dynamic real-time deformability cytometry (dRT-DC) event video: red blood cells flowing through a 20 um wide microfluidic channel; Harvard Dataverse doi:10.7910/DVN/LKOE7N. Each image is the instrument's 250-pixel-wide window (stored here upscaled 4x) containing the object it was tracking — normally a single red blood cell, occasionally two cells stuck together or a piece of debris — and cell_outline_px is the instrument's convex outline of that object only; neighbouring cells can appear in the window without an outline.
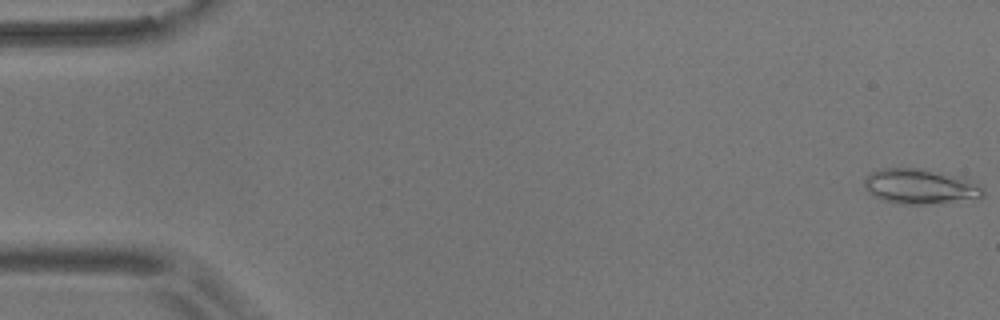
{"species": "common noctule bat (a hibernating species)", "species_latin": "Nyctalus noctula", "temperature_condition": "room temperature", "stored_images_in_passage": 55, "camera_frame_rate_fps": 3000, "um_per_image_px": 0.085, "animal": {"sex": "male", "body_mass_g": 17.9}, "frame": {"image": 1, "passage_image": 1, "time_ms": 0.0, "image_size_px": [1000, 320], "cell_outline_px": [[984, 196], [980, 200], [928, 204], [896, 204], [884, 200], [868, 192], [864, 188], [864, 176], [872, 172], [884, 168], [920, 168], [956, 176], [980, 184], [984, 188]], "centroid_in_image_um": [78.26, 15.87], "position_along_channel_um": 6.7, "area_um2": 24.62}}
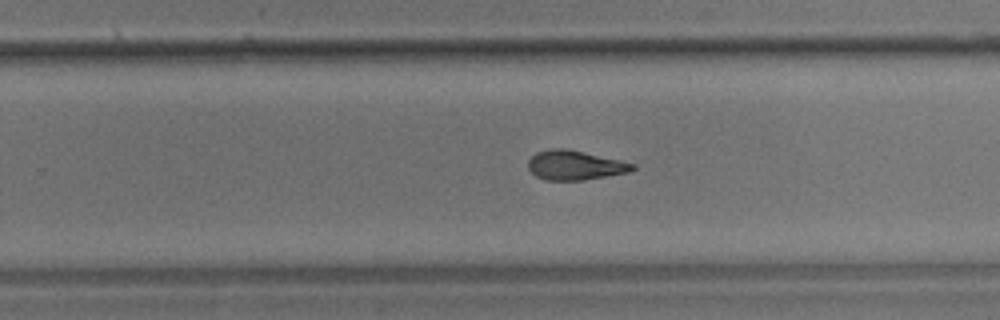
{"frame": {"image": 2, "passage_image": 35, "time_ms": 11.333, "image_size_px": [1000, 320], "cell_outline_px": [[636, 168], [628, 172], [584, 180], [544, 180], [536, 176], [528, 168], [528, 160], [536, 152], [552, 148], [568, 148], [620, 160], [636, 164]], "centroid_in_image_um": [48.86, 14.03], "position_along_channel_um": 280.9, "area_um2": 17.98}}
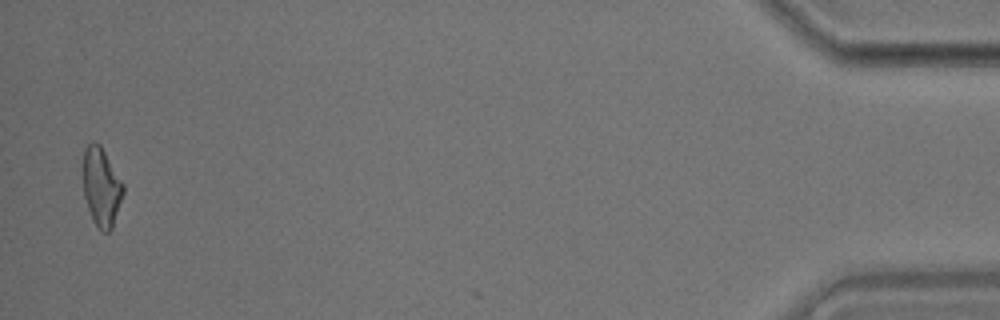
{"frame": {"image": 3, "passage_image": 54, "time_ms": 17.667, "image_size_px": [1000, 320], "cell_outline_px": [[124, 192], [112, 228], [108, 232], [104, 232], [92, 220], [84, 196], [84, 148], [88, 144], [100, 144], [124, 184]], "centroid_in_image_um": [8.64, 15.91], "position_along_channel_um": 426.6, "area_um2": 18.03}, "authors_computed_cell_mechanics": {"area_um2": 18.7272, "velocity_mm_per_s": 3.6811, "shape_relaxation_time_tau1_ms": 6.6715, "shape_relaxation_time_tau2_ms": 1.5872, "deformation_change_tau1": 0.1859, "deformation_change_tau2": 0.0868}}